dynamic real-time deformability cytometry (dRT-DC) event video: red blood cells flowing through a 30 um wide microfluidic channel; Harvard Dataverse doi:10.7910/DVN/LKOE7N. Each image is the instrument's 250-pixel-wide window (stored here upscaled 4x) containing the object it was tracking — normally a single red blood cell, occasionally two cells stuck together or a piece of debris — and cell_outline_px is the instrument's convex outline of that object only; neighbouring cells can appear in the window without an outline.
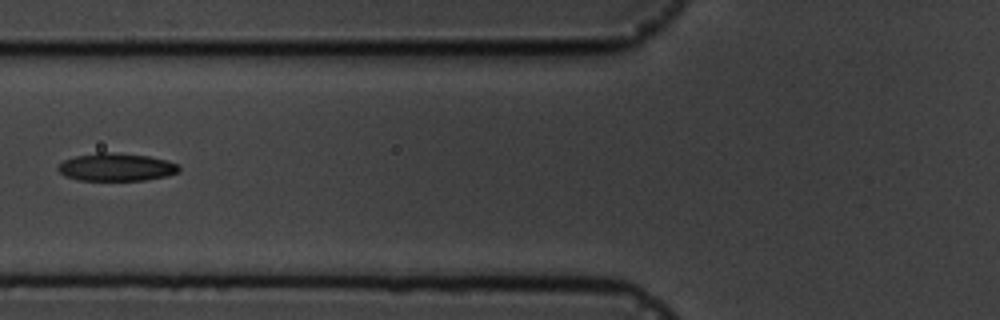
{"species": "common noctule bat (a hibernating species)", "species_latin": "Nyctalus noctula", "temperature_condition": "cold", "stored_images_in_passage": 6, "camera_frame_rate_fps": 3000, "um_per_image_px": 0.085, "animal": {"sex": "male", "body_mass_g": 19.5, "forearm_length_mm": 54.6}, "frame": {"image": 1, "passage_image": 6, "time_ms": 6.667, "image_size_px": [1000, 320], "cell_outline_px": [[180, 172], [168, 176], [144, 180], [76, 180], [64, 176], [56, 168], [64, 160], [76, 156], [96, 152], [112, 152], [148, 156], [168, 160], [180, 164]], "centroid_in_image_um": [9.92, 14.2], "position_along_channel_um": 115.9, "area_um2": 19.83}}